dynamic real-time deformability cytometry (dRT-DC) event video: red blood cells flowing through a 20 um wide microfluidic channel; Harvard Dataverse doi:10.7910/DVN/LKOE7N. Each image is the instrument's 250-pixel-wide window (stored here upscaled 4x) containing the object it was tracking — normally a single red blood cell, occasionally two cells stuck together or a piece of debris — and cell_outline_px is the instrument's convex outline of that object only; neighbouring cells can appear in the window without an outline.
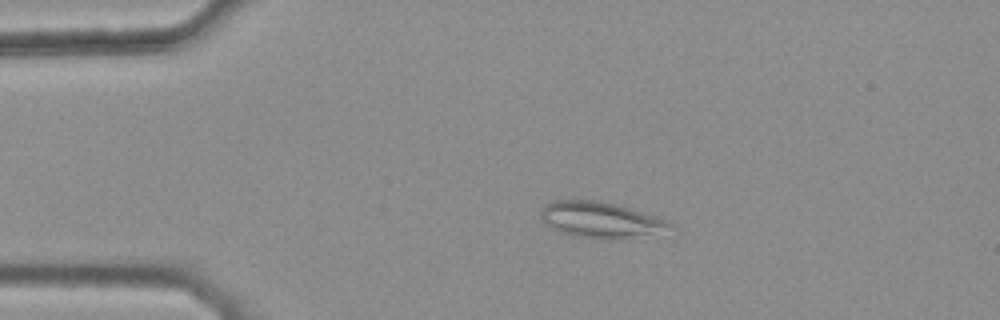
{"species": "common noctule bat (a hibernating species)", "species_latin": "Nyctalus noctula", "temperature_condition": "warm", "stored_images_in_passage": 44, "camera_frame_rate_fps": 3000, "um_per_image_px": 0.085, "animal": {"sex": "female", "body_mass_g": 25.1}, "frame": {"image": 1, "passage_image": 10, "time_ms": 3.0, "image_size_px": [1000, 320], "cell_outline_px": [[672, 228], [616, 240], [612, 240], [572, 236], [560, 232], [552, 228], [540, 220], [540, 212], [544, 204], [552, 200], [600, 200], [616, 204], [644, 212], [668, 220], [672, 224]], "centroid_in_image_um": [50.97, 18.67], "position_along_channel_um": 34.0, "area_um2": 27.05}}
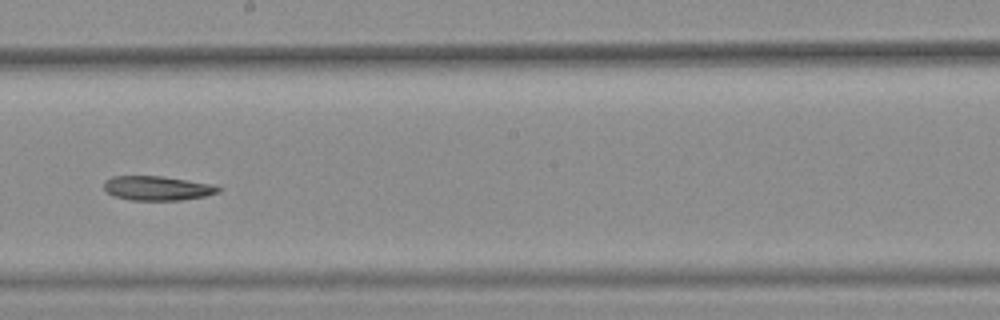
{"frame": {"image": 2, "passage_image": 29, "time_ms": 9.333, "image_size_px": [1000, 320], "cell_outline_px": [[220, 192], [204, 196], [180, 200], [132, 200], [112, 196], [104, 188], [104, 180], [112, 176], [160, 176], [216, 184], [220, 188]], "centroid_in_image_um": [13.37, 15.99], "position_along_channel_um": 234.8, "area_um2": 16.3}}
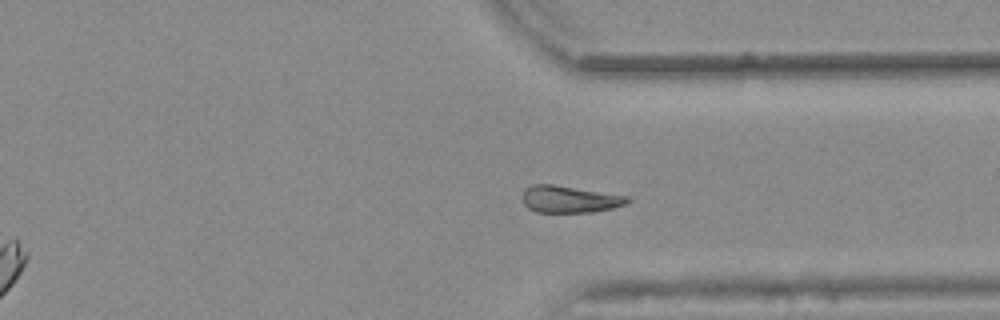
{"frame": {"image": 3, "passage_image": 39, "time_ms": 12.667, "image_size_px": [1000, 320], "cell_outline_px": [[628, 200], [624, 204], [612, 208], [592, 212], [536, 212], [528, 208], [524, 204], [524, 188], [532, 184], [552, 184], [628, 196]], "centroid_in_image_um": [48.37, 16.93], "position_along_channel_um": 363.0, "area_um2": 16.24}}